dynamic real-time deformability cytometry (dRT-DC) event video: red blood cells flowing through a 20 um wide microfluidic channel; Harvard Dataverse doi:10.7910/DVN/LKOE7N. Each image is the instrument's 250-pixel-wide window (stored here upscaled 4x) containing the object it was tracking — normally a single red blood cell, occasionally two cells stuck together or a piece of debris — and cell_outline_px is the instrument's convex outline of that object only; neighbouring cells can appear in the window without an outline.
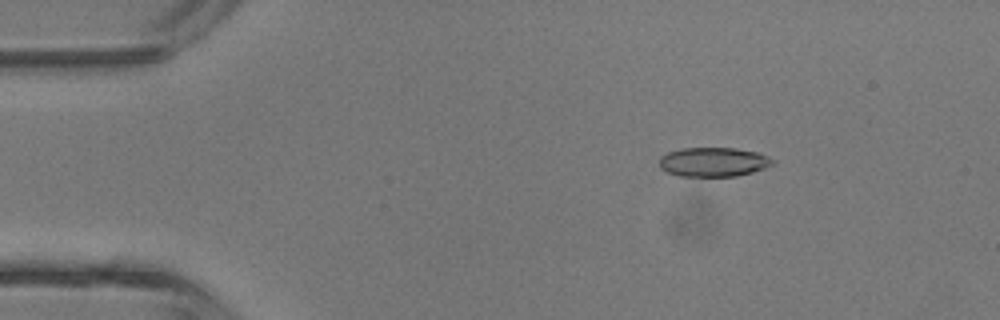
{"species": "common noctule bat (a hibernating species)", "species_latin": "Nyctalus noctula", "temperature_condition": "room temperature", "stored_images_in_passage": 4, "segment_of_instrument_passage": [2, 2], "camera_frame_rate_fps": 3000, "um_per_image_px": 0.085, "animal": {"sex": "male", "body_mass_g": 13.3}, "frame": {"image": 1, "passage_image": 4, "time_ms": 4.333, "image_size_px": [1000, 320], "cell_outline_px": [[776, 164], [752, 172], [736, 176], [680, 176], [668, 172], [660, 168], [660, 156], [668, 152], [680, 148], [736, 148], [756, 152], [768, 156], [776, 160]], "centroid_in_image_um": [60.67, 13.76], "position_along_channel_um": 24.3, "area_um2": 19.42}}